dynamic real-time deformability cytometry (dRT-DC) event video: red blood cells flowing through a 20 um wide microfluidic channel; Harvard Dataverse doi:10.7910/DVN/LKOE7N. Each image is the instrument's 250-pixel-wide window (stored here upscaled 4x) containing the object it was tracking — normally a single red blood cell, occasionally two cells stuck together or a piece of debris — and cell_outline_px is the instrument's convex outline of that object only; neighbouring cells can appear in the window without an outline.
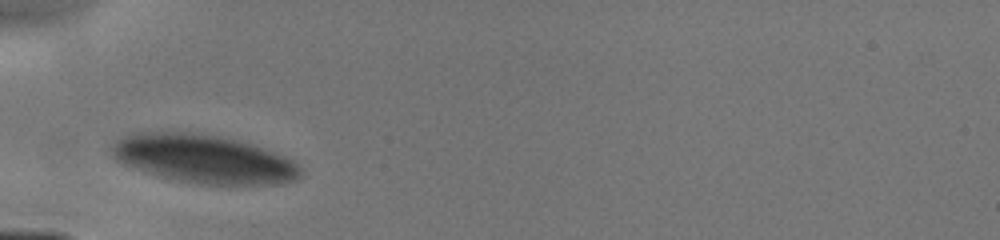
{"species": "human", "species_latin": "Homo sapiens", "temperature_condition": "cold", "stored_images_in_passage": 32, "camera_frame_rate_fps": 3000, "um_per_image_px": 0.085, "donor": {"sex": "male"}, "frame": {"image": 1, "passage_image": 1, "time_ms": 0.0, "image_size_px": [1000, 240], "cell_outline_px": [[304, 172], [296, 180], [280, 184], [200, 184], [160, 176], [124, 164], [116, 160], [112, 156], [112, 144], [116, 140], [132, 132], [192, 132], [220, 136], [252, 144], [284, 156], [300, 164], [304, 168]], "centroid_in_image_um": [17.36, 13.5], "position_along_channel_um": 67.6, "area_um2": 53.23}}
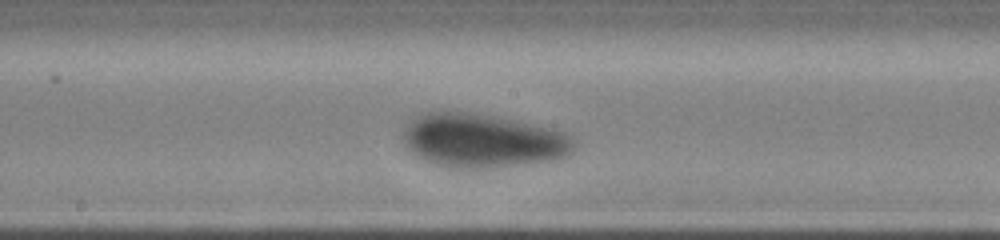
{"frame": {"image": 2, "passage_image": 15, "time_ms": 3.333, "image_size_px": [1000, 240], "cell_outline_px": [[576, 148], [568, 156], [552, 160], [524, 164], [488, 168], [452, 168], [428, 164], [416, 156], [400, 140], [404, 128], [416, 116], [428, 112], [464, 112], [492, 116], [552, 128], [564, 132], [572, 136], [576, 140]], "centroid_in_image_um": [41.01, 11.98], "position_along_channel_um": 207.2, "area_um2": 54.04}}
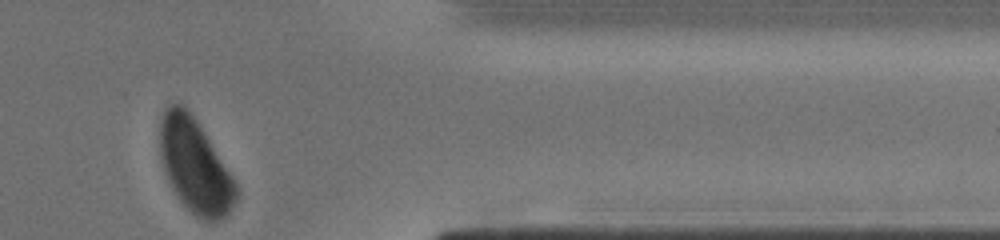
{"frame": {"image": 3, "passage_image": 32, "time_ms": 8.0, "image_size_px": [1000, 240], "cell_outline_px": [[240, 196], [228, 212], [220, 220], [204, 220], [196, 216], [176, 196], [164, 172], [160, 156], [160, 120], [164, 112], [172, 104], [184, 104], [196, 120], [204, 132], [232, 176], [236, 184]], "centroid_in_image_um": [16.57, 14.11], "position_along_channel_um": 394.8, "area_um2": 41.21}}